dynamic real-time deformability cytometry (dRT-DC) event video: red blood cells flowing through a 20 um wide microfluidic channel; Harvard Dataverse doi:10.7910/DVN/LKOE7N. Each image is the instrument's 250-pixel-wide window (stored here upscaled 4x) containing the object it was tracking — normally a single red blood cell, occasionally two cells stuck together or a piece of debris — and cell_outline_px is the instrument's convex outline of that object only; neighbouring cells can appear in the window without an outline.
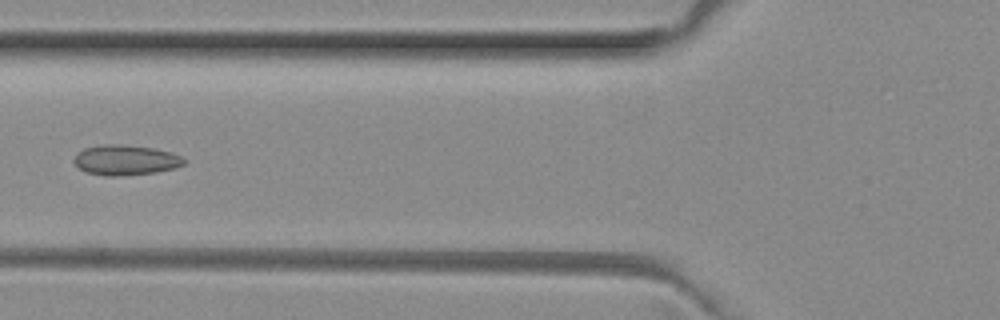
{"species": "common noctule bat (a hibernating species)", "species_latin": "Nyctalus noctula", "temperature_condition": "room temperature", "stored_images_in_passage": 4, "camera_frame_rate_fps": 3000, "um_per_image_px": 0.085, "animal": {"sex": "female", "body_mass_g": 29.2, "forearm_length_mm": 56.3}, "frame": {"image": 1, "passage_image": 4, "time_ms": 1.0, "image_size_px": [1000, 320], "cell_outline_px": [[184, 164], [172, 168], [156, 172], [120, 176], [108, 176], [84, 172], [72, 160], [76, 152], [84, 148], [104, 144], [120, 144], [152, 148], [172, 152], [180, 156], [184, 160]], "centroid_in_image_um": [10.61, 13.6], "position_along_channel_um": 115.2, "area_um2": 19.31}}